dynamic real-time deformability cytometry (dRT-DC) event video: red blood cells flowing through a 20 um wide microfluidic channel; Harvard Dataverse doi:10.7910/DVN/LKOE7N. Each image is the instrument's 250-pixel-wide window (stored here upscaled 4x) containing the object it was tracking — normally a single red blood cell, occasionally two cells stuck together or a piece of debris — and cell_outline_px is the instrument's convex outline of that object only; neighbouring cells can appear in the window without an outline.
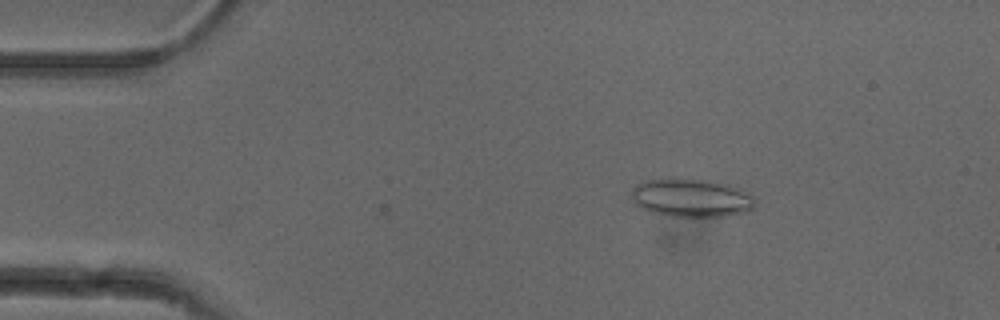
{"species": "common noctule bat (a hibernating species)", "species_latin": "Nyctalus noctula", "temperature_condition": "cold", "stored_images_in_passage": 46, "camera_frame_rate_fps": 3000, "um_per_image_px": 0.085, "animal": {"sex": "female"}, "frame": {"image": 1, "passage_image": 3, "time_ms": 0.667, "image_size_px": [1000, 320], "cell_outline_px": [[756, 204], [748, 212], [724, 216], [668, 216], [652, 212], [640, 208], [632, 200], [632, 188], [636, 184], [644, 180], [676, 176], [708, 180], [728, 184], [748, 192], [756, 200]], "centroid_in_image_um": [58.74, 16.78], "position_along_channel_um": 26.3, "area_um2": 28.26}}
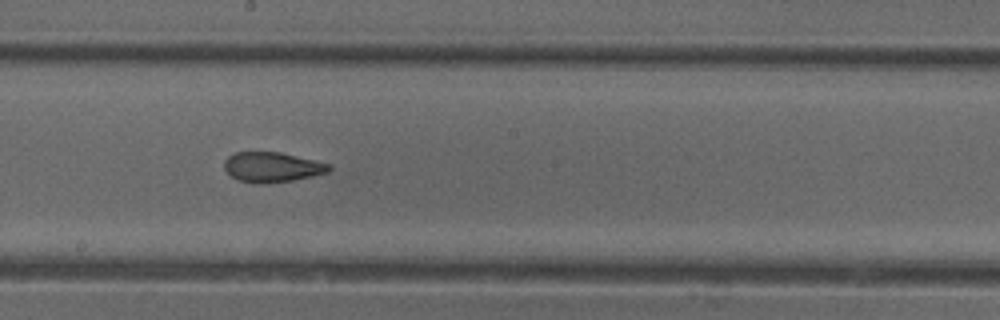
{"frame": {"image": 2, "passage_image": 23, "time_ms": 7.333, "image_size_px": [1000, 320], "cell_outline_px": [[332, 168], [328, 172], [312, 176], [292, 180], [264, 184], [256, 184], [240, 180], [232, 176], [224, 168], [224, 160], [228, 156], [236, 152], [280, 152], [332, 164]], "centroid_in_image_um": [23.14, 14.2], "position_along_channel_um": 225.1, "area_um2": 18.32}}
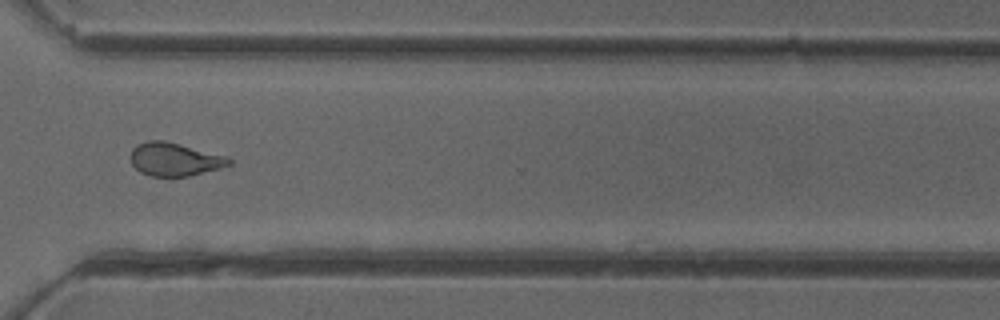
{"frame": {"image": 3, "passage_image": 33, "time_ms": 10.667, "image_size_px": [1000, 320], "cell_outline_px": [[232, 164], [220, 168], [188, 176], [152, 176], [140, 172], [132, 164], [128, 156], [132, 148], [136, 144], [148, 140], [164, 140], [228, 156], [232, 160]], "centroid_in_image_um": [14.82, 13.53], "position_along_channel_um": 355.8, "area_um2": 19.25}, "authors_computed_cell_mechanics": {"area_um2": 19.3341, "velocity_mm_per_s": 3.9349, "shape_relaxation_time_tau1_ms": 7.1789, "shape_relaxation_time_tau2_ms": 1.5096, "deformation_change_tau1": 0.1516, "deformation_change_tau2": 0.0827}}